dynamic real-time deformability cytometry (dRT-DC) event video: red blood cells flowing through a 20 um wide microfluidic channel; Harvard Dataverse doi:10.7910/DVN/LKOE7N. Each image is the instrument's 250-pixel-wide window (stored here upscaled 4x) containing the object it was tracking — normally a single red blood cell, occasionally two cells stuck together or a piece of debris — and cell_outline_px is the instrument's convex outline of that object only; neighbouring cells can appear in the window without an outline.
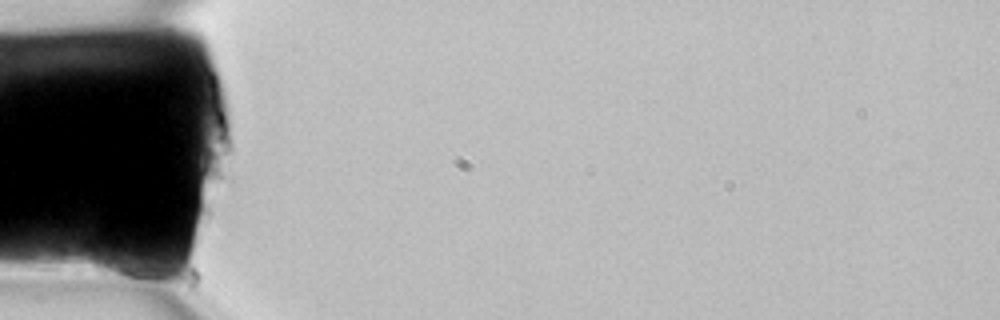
{"species": "common noctule bat (a hibernating species)", "species_latin": "Nyctalus noctula", "temperature_condition": "room temperature", "stored_images_in_passage": 5, "camera_frame_rate_fps": 3000, "um_per_image_px": 0.085, "animal": {"sex": "female", "body_mass_g": 22.7, "forearm_length_mm": 54.2}, "frame": {"image": 1, "passage_image": 1, "time_ms": 0.0, "image_size_px": [1000, 320], "cell_outline_px": [[160, 276], [156, 288], [92, 272], [92, 252], [96, 240], [108, 240], [136, 252], [160, 272]], "centroid_in_image_um": [10.45, 22.45], "position_along_channel_um": 74.6, "area_um2": 14.51}}